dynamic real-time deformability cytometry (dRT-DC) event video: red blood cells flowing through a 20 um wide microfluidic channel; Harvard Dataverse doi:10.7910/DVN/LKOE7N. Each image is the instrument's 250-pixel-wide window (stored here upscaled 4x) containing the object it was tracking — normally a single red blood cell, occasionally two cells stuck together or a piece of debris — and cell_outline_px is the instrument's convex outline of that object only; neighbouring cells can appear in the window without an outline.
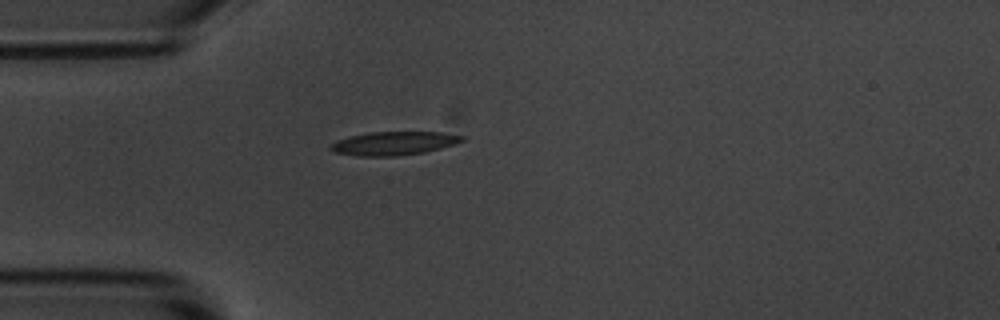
{"species": "common noctule bat (a hibernating species)", "species_latin": "Nyctalus noctula", "temperature_condition": "room temperature", "stored_images_in_passage": 41, "camera_frame_rate_fps": 3000, "um_per_image_px": 0.085, "animal": {"sex": "male", "body_mass_g": 20.1, "forearm_length_mm": 53.5}, "frame": {"image": 1, "passage_image": 1, "time_ms": 0.0, "image_size_px": [1000, 320], "cell_outline_px": [[464, 140], [456, 144], [424, 152], [396, 156], [360, 156], [336, 152], [328, 148], [328, 144], [336, 140], [368, 132], [440, 132], [464, 136]], "centroid_in_image_um": [33.45, 12.18], "position_along_channel_um": 51.5, "area_um2": 17.98}}
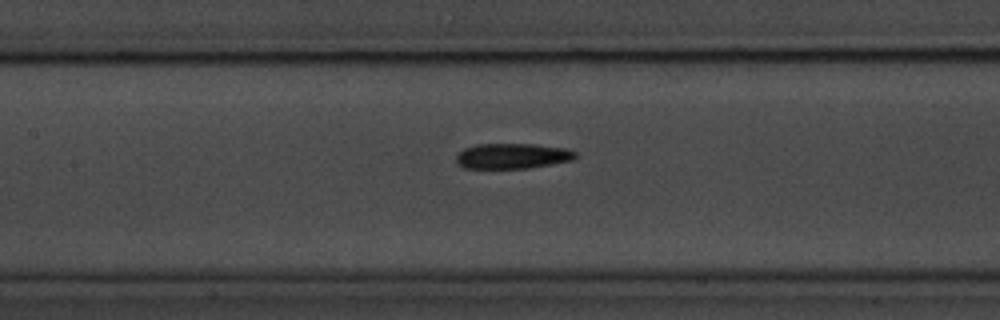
{"frame": {"image": 2, "passage_image": 11, "time_ms": 3.333, "image_size_px": [1000, 320], "cell_outline_px": [[576, 156], [572, 160], [528, 168], [464, 168], [456, 164], [456, 156], [464, 148], [476, 144], [532, 144], [564, 148], [576, 152]], "centroid_in_image_um": [43.5, 13.26], "position_along_channel_um": 163.9, "area_um2": 17.51}}
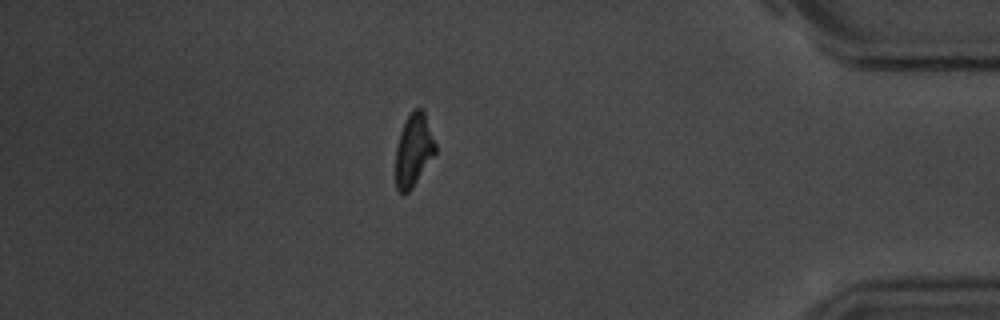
{"frame": {"image": 3, "passage_image": 34, "time_ms": 11.0, "image_size_px": [1000, 320], "cell_outline_px": [[436, 152], [412, 188], [408, 192], [400, 192], [396, 188], [396, 148], [400, 132], [404, 120], [412, 108], [420, 108], [424, 112], [436, 144]], "centroid_in_image_um": [35.15, 12.72], "position_along_channel_um": 400.1, "area_um2": 16.76}, "authors_computed_cell_mechanics": {"area_um2": 17.8602, "velocity_mm_per_s": 3.601, "shape_relaxation_time_tau1_ms": 3.2056, "shape_relaxation_time_tau2_ms": 5.3146, "deformation_change_tau1": 0.1499, "deformation_change_tau2": 0.1424}}